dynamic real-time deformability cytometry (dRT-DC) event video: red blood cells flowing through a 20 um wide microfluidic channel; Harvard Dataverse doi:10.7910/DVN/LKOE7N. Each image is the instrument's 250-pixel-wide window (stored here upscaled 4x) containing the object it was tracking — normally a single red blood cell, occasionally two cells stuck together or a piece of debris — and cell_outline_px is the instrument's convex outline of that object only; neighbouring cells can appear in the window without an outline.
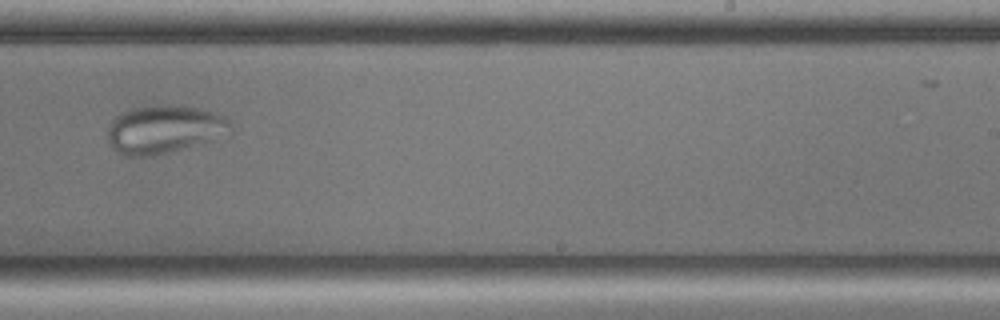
{"species": "common noctule bat (a hibernating species)", "species_latin": "Nyctalus noctula", "temperature_condition": "cold", "stored_images_in_passage": 56, "camera_frame_rate_fps": 3000, "um_per_image_px": 0.085, "animal": {"sex": "male", "body_mass_g": 17.9, "forearm_length_mm": 54.2}, "frame": {"image": 1, "passage_image": 34, "time_ms": 11.0, "image_size_px": [1000, 320], "cell_outline_px": [[232, 128], [192, 144], [180, 148], [152, 156], [124, 156], [116, 152], [108, 144], [108, 128], [112, 120], [116, 116], [124, 112], [136, 108], [156, 104], [164, 104], [200, 108], [224, 116], [228, 120]], "centroid_in_image_um": [13.81, 10.97], "position_along_channel_um": 275.2, "area_um2": 33.29}}